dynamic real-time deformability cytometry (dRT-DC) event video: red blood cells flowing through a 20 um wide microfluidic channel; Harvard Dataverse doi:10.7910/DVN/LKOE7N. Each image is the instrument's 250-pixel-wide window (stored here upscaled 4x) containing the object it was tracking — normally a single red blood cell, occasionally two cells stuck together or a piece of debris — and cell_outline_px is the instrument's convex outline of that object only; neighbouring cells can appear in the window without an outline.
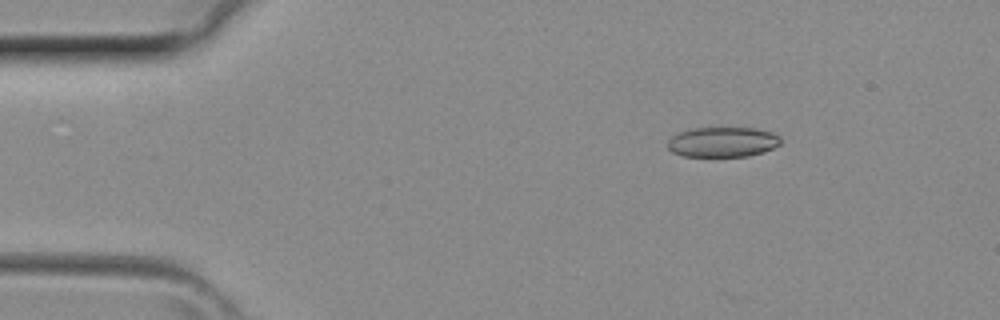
{"species": "common noctule bat (a hibernating species)", "species_latin": "Nyctalus noctula", "temperature_condition": "room temperature", "stored_images_in_passage": 3, "camera_frame_rate_fps": 3000, "um_per_image_px": 0.085, "animal": {"sex": "female", "body_mass_g": 29.2, "forearm_length_mm": 56.3}, "frame": {"image": 1, "passage_image": 2, "time_ms": 0.333, "image_size_px": [1000, 320], "cell_outline_px": [[780, 144], [764, 152], [748, 156], [684, 156], [672, 152], [668, 148], [668, 140], [672, 136], [680, 132], [692, 128], [756, 128], [772, 132], [780, 136]], "centroid_in_image_um": [61.43, 12.07], "position_along_channel_um": 23.6, "area_um2": 19.77}}